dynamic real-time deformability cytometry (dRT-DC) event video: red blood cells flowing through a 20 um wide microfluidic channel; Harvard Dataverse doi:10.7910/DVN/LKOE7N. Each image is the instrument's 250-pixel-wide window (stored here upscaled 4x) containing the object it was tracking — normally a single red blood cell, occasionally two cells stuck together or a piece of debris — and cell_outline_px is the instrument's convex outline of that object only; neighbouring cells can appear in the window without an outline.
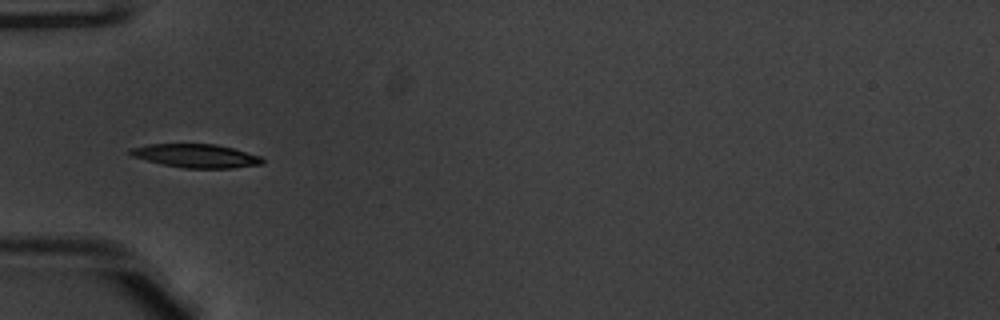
{"species": "common noctule bat (a hibernating species)", "species_latin": "Nyctalus noctula", "temperature_condition": "warm", "stored_images_in_passage": 4, "camera_frame_rate_fps": 3000, "um_per_image_px": 0.085, "animal": {"sex": "male", "body_mass_g": 20.1, "forearm_length_mm": 53.5}, "frame": {"image": 1, "passage_image": 1, "time_ms": 0.0, "image_size_px": [1000, 320], "cell_outline_px": [[264, 164], [232, 168], [184, 168], [164, 164], [132, 156], [128, 152], [128, 148], [148, 144], [216, 144], [232, 148], [260, 156], [264, 160]], "centroid_in_image_um": [16.66, 13.24], "position_along_channel_um": 68.3, "area_um2": 18.03}}